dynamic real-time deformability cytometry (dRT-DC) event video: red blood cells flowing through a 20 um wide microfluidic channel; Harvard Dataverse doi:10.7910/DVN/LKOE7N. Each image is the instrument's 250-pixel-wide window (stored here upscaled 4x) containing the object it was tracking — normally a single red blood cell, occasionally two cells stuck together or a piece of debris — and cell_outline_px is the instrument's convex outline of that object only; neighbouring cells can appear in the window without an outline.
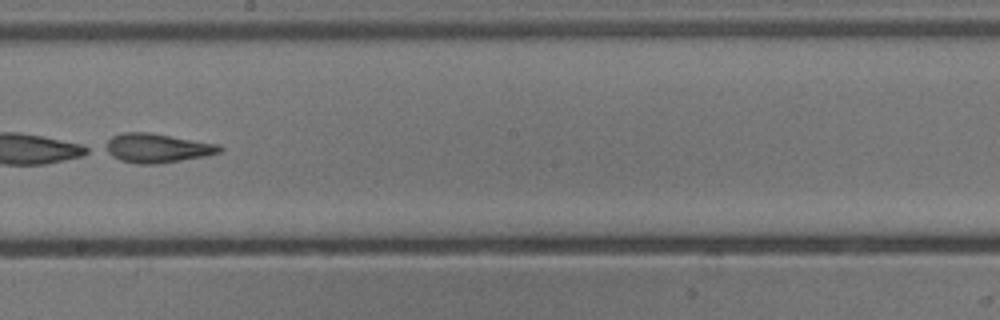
{"species": "common noctule bat (a hibernating species)", "species_latin": "Nyctalus noctula", "temperature_condition": "cold", "stored_images_in_passage": 52, "camera_frame_rate_fps": 3000, "um_per_image_px": 0.085, "animal": {"sex": "male", "body_mass_g": 13.3}, "frame": {"image": 1, "passage_image": 30, "time_ms": 9.667, "image_size_px": [1000, 320], "cell_outline_px": [[224, 148], [220, 152], [204, 156], [156, 164], [136, 164], [120, 160], [104, 152], [100, 148], [112, 136], [124, 132], [148, 132], [220, 144]], "centroid_in_image_um": [13.29, 12.58], "position_along_channel_um": 234.9, "area_um2": 19.59}}